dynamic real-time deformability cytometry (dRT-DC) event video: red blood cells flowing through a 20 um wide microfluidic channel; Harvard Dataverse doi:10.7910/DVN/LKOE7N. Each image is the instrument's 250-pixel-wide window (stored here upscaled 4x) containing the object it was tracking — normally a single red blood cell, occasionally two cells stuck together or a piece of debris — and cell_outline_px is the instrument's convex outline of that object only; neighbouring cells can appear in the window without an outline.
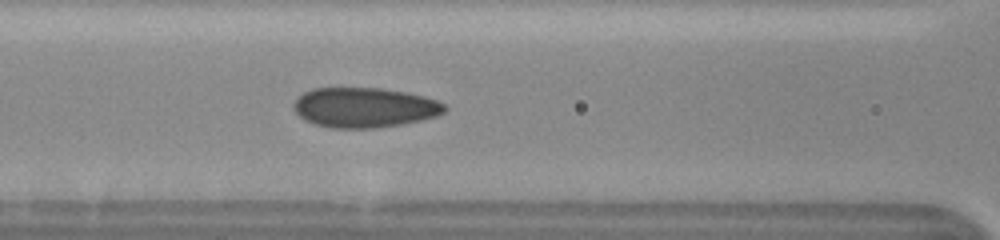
{"species": "human", "species_latin": "Homo sapiens", "temperature_condition": "cold", "stored_images_in_passage": 13, "camera_frame_rate_fps": 3000, "um_per_image_px": 0.085, "donor": {"sex": "female"}, "frame": {"image": 1, "passage_image": 6, "time_ms": 1.667, "image_size_px": [1000, 240], "cell_outline_px": [[448, 108], [444, 112], [436, 116], [420, 120], [400, 124], [376, 128], [332, 128], [316, 124], [304, 120], [292, 108], [292, 104], [304, 92], [316, 88], [380, 88], [404, 92], [424, 96], [436, 100], [444, 104]], "centroid_in_image_um": [30.97, 9.14], "position_along_channel_um": 135.6, "area_um2": 34.97}}